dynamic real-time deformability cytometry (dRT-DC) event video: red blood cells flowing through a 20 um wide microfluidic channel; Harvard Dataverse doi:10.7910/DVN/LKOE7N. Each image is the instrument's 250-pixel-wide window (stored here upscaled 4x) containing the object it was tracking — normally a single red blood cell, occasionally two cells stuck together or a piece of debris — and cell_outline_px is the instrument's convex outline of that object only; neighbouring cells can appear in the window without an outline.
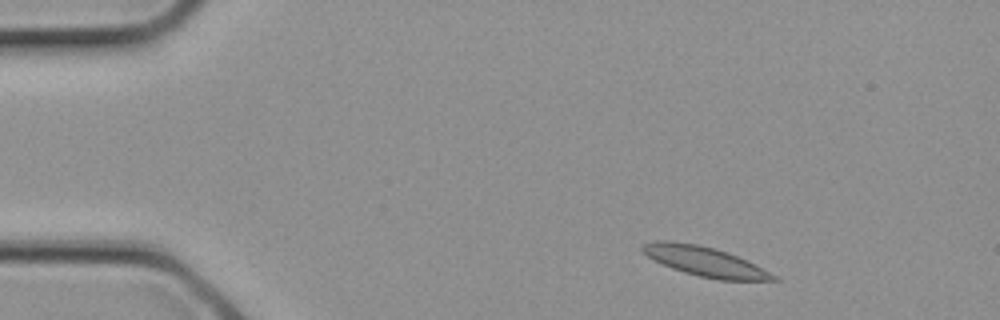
{"species": "common noctule bat (a hibernating species)", "species_latin": "Nyctalus noctula", "temperature_condition": "cold", "stored_images_in_passage": 2, "camera_frame_rate_fps": 3000, "um_per_image_px": 0.085, "animal": {"sex": "female", "body_mass_g": 21.9}, "frame": {"image": 1, "passage_image": 2, "time_ms": 0.333, "image_size_px": [1000, 320], "cell_outline_px": [[780, 280], [716, 280], [684, 272], [672, 268], [652, 260], [640, 248], [640, 244], [656, 240], [664, 240], [700, 244], [716, 248], [728, 252], [756, 264], [776, 276]], "centroid_in_image_um": [59.88, 22.2], "position_along_channel_um": 25.1, "area_um2": 22.72}}